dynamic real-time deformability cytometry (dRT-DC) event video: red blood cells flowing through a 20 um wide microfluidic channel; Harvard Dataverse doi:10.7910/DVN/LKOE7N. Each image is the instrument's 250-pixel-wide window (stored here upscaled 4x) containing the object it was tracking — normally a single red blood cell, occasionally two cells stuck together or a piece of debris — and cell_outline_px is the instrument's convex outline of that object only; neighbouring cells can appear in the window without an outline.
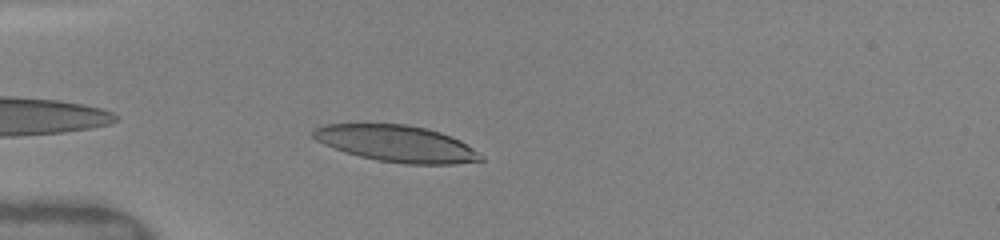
{"species": "human", "species_latin": "Homo sapiens", "temperature_condition": "warm", "stored_images_in_passage": 48, "camera_frame_rate_fps": 3000, "um_per_image_px": 0.085, "donor": {"sex": "female"}, "frame": {"image": 1, "passage_image": 4, "time_ms": 1.0, "image_size_px": [1000, 240], "cell_outline_px": [[484, 160], [452, 164], [404, 164], [376, 160], [344, 152], [324, 144], [316, 140], [312, 136], [312, 128], [328, 124], [404, 124], [428, 128], [452, 136], [460, 140], [484, 156]], "centroid_in_image_um": [33.7, 12.2], "position_along_channel_um": 51.3, "area_um2": 35.72}}
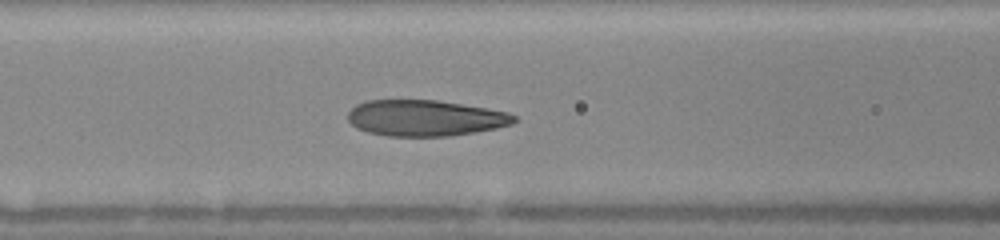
{"frame": {"image": 2, "passage_image": 12, "time_ms": 3.333, "image_size_px": [1000, 240], "cell_outline_px": [[516, 120], [512, 124], [496, 128], [452, 136], [388, 136], [368, 132], [356, 128], [348, 120], [348, 112], [356, 104], [368, 100], [436, 100], [488, 108], [508, 112], [516, 116]], "centroid_in_image_um": [36.14, 10.03], "position_along_channel_um": 130.5, "area_um2": 34.97}}
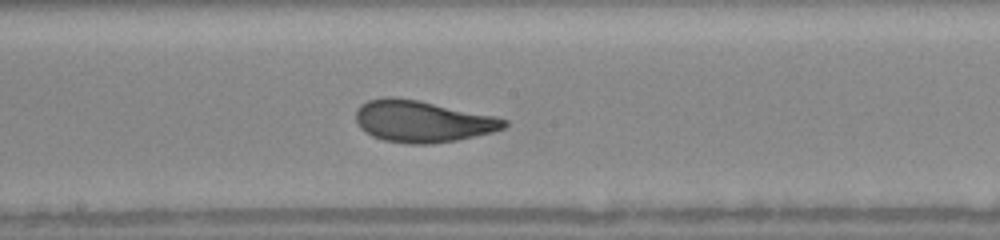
{"frame": {"image": 3, "passage_image": 21, "time_ms": 5.333, "image_size_px": [1000, 240], "cell_outline_px": [[508, 124], [504, 128], [492, 132], [456, 140], [432, 144], [408, 144], [384, 140], [372, 136], [360, 128], [356, 120], [356, 112], [360, 104], [368, 100], [384, 96], [392, 96], [420, 100], [496, 116], [508, 120]], "centroid_in_image_um": [35.89, 10.3], "position_along_channel_um": 212.3, "area_um2": 36.24}, "authors_computed_cell_mechanics": {"area_um2": 35.4314, "velocity_mm_per_s": 4.0889, "shape_relaxation_time_tau1_ms": 2.3692, "shape_relaxation_time_tau2_ms": 0.8423, "deformation_change_tau1": 0.1613, "deformation_change_tau2": 0.0819}}